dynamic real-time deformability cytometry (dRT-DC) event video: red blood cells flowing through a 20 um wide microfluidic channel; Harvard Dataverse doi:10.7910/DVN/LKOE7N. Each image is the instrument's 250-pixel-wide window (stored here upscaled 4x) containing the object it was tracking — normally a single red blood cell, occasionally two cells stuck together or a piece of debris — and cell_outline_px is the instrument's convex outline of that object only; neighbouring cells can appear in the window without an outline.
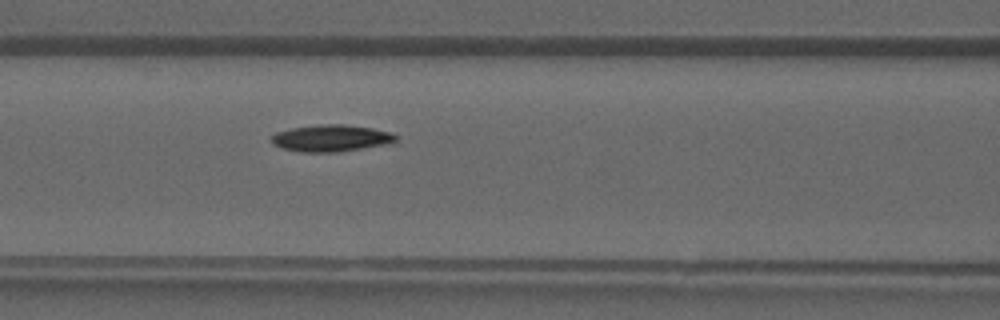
{"species": "common noctule bat (a hibernating species)", "species_latin": "Nyctalus noctula", "temperature_condition": "warm", "stored_images_in_passage": 27, "camera_frame_rate_fps": 3000, "um_per_image_px": 0.085, "animal": {"sex": "male", "forearm_length_mm": 52.5}, "frame": {"image": 1, "passage_image": 9, "time_ms": 2.667, "image_size_px": [1000, 320], "cell_outline_px": [[396, 140], [388, 144], [336, 152], [300, 152], [280, 148], [272, 144], [272, 136], [276, 132], [292, 128], [320, 124], [344, 124], [372, 128], [392, 132], [396, 136]], "centroid_in_image_um": [28.13, 11.74], "position_along_channel_um": 138.5, "area_um2": 19.42}}
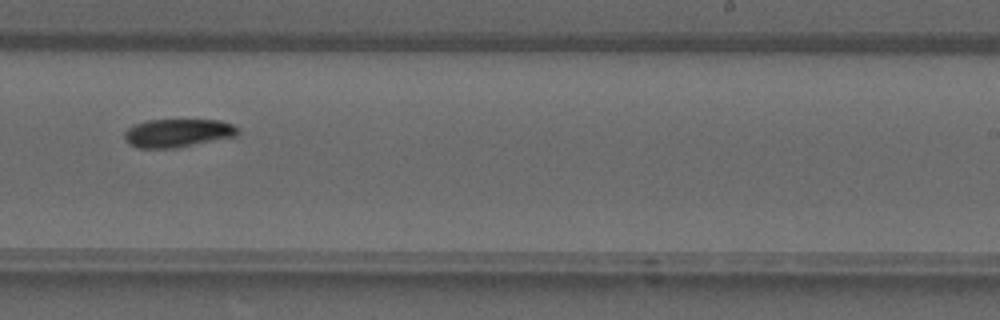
{"frame": {"image": 2, "passage_image": 17, "time_ms": 5.333, "image_size_px": [1000, 320], "cell_outline_px": [[240, 136], [172, 148], [140, 148], [128, 144], [124, 140], [124, 132], [128, 128], [136, 124], [148, 120], [220, 120], [232, 124], [240, 128]], "centroid_in_image_um": [15.15, 11.3], "position_along_channel_um": 273.9, "area_um2": 18.84}}
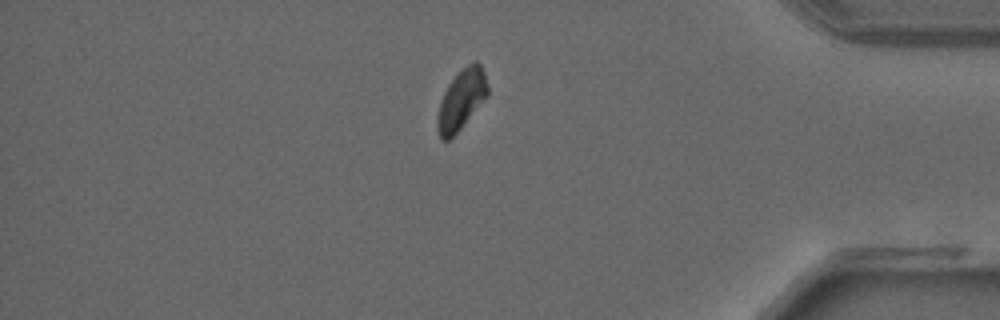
{"frame": {"image": 3, "passage_image": 26, "time_ms": 8.333, "image_size_px": [1000, 320], "cell_outline_px": [[488, 96], [460, 128], [448, 140], [440, 140], [436, 128], [436, 120], [440, 104], [444, 92], [448, 84], [472, 60], [476, 60], [480, 64], [484, 72], [488, 88]], "centroid_in_image_um": [39.21, 8.48], "position_along_channel_um": 396.0, "area_um2": 17.34}}